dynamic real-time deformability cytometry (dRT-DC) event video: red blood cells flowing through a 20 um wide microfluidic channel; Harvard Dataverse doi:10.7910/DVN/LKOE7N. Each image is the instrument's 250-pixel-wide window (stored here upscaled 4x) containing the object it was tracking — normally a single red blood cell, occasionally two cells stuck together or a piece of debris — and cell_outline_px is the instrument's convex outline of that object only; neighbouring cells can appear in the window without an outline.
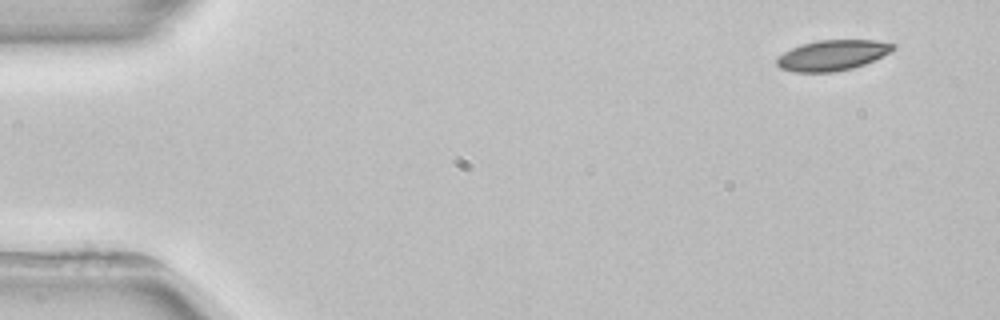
{"species": "common noctule bat (a hibernating species)", "species_latin": "Nyctalus noctula", "temperature_condition": "room temperature", "stored_images_in_passage": 4, "segment_of_instrument_passage": [2, 2], "camera_frame_rate_fps": 3000, "um_per_image_px": 0.085, "animal": {"sex": "female", "body_mass_g": 22.7, "forearm_length_mm": 54.2}, "frame": {"image": 1, "passage_image": 4, "time_ms": 5.0, "image_size_px": [1000, 320], "cell_outline_px": [[896, 48], [892, 52], [864, 64], [852, 68], [832, 72], [796, 72], [780, 68], [776, 64], [776, 56], [800, 44], [820, 40], [876, 40], [896, 44]], "centroid_in_image_um": [70.76, 4.69], "position_along_channel_um": 14.2, "area_um2": 20.75}}